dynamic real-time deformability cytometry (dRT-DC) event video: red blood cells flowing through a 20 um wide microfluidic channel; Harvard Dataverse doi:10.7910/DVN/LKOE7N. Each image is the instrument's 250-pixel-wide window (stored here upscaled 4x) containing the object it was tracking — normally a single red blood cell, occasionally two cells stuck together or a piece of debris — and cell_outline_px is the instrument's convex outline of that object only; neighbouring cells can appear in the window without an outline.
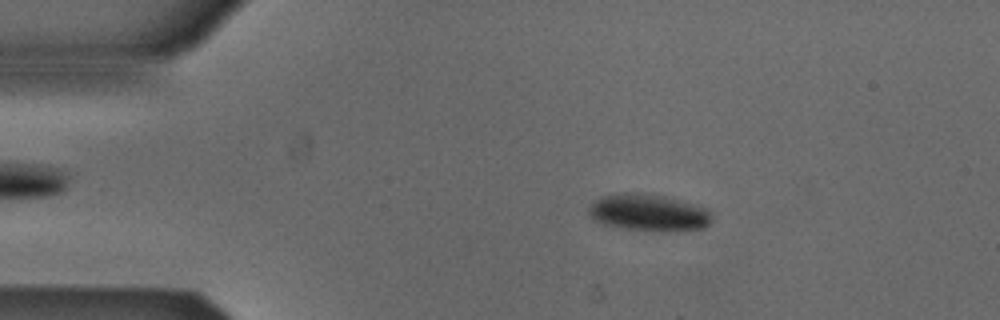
{"species": "Egyptian fruit bat (a non-hibernating species)", "species_latin": "Rousettus aegyptiacus", "temperature_condition": "cold", "stored_images_in_passage": 52, "camera_frame_rate_fps": 3000, "um_per_image_px": 0.085, "animal": {"sex": "male"}, "frame": {"image": 1, "passage_image": 9, "time_ms": 2.667, "image_size_px": [1000, 320], "cell_outline_px": [[712, 220], [704, 228], [672, 232], [660, 232], [628, 228], [600, 224], [588, 212], [588, 208], [600, 196], [620, 192], [628, 192], [664, 196], [696, 204], [708, 208], [712, 212]], "centroid_in_image_um": [55.18, 18.08], "position_along_channel_um": 29.8, "area_um2": 26.76}}
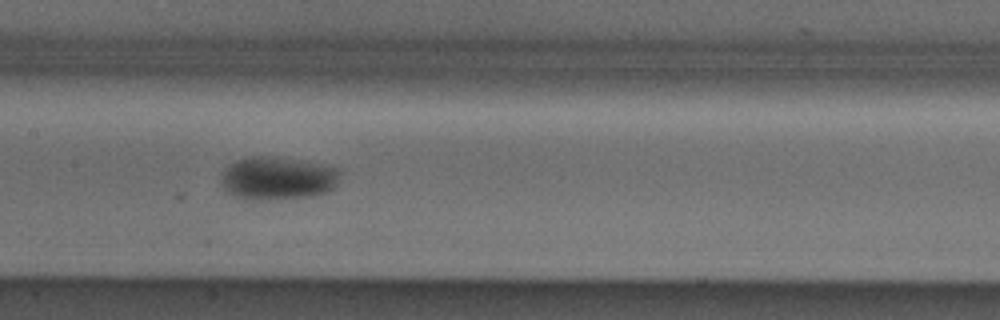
{"frame": {"image": 2, "passage_image": 25, "time_ms": 8.0, "image_size_px": [1000, 320], "cell_outline_px": [[340, 176], [336, 184], [328, 192], [312, 196], [264, 200], [252, 200], [236, 196], [228, 192], [224, 188], [220, 180], [224, 168], [236, 160], [252, 156], [276, 156], [308, 160], [340, 168]], "centroid_in_image_um": [23.63, 15.12], "position_along_channel_um": 183.8, "area_um2": 30.4}}
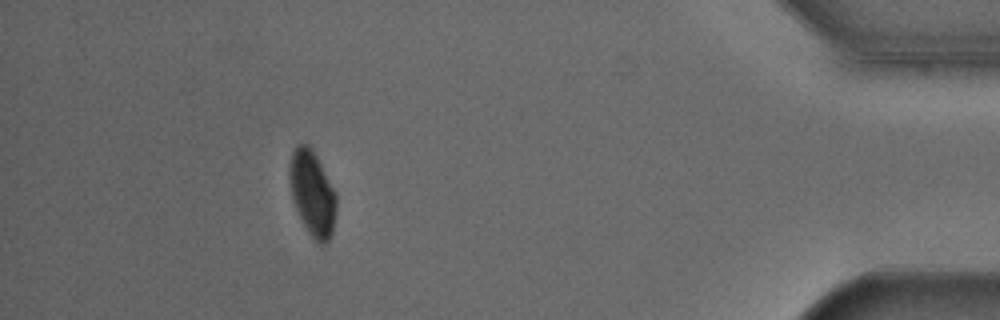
{"frame": {"image": 3, "passage_image": 47, "time_ms": 15.333, "image_size_px": [1000, 320], "cell_outline_px": [[336, 208], [332, 236], [324, 244], [316, 244], [308, 232], [292, 200], [288, 172], [292, 152], [300, 144], [308, 144], [312, 148], [336, 192]], "centroid_in_image_um": [26.55, 16.46], "position_along_channel_um": 408.6, "area_um2": 23.24}, "authors_computed_cell_mechanics": {"area_um2": 26.5302, "velocity_mm_per_s": 3.8567, "shape_relaxation_time_tau1_ms": 1.9333, "shape_relaxation_time_tau2_ms": null, "deformation_change_tau1": 0.0611, "deformation_change_tau2": null}}